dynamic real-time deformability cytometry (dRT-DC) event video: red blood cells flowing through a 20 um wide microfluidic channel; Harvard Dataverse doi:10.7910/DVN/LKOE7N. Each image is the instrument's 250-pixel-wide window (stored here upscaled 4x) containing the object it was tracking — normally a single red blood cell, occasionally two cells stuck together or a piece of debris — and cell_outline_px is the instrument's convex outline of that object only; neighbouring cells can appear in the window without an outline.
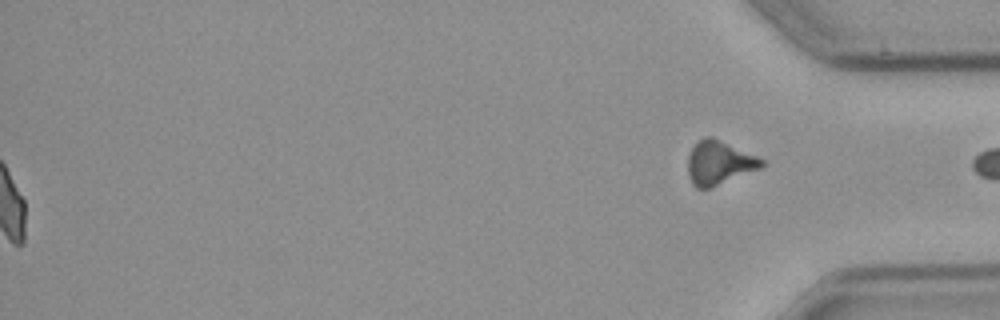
{"species": "common noctule bat (a hibernating species)", "species_latin": "Nyctalus noctula", "temperature_condition": "cold", "stored_images_in_passage": 56, "segment_of_instrument_passage": [2, 2], "camera_frame_rate_fps": 3000, "um_per_image_px": 0.085, "animal": {"sex": "male", "body_mass_g": 23.1, "forearm_length_mm": 52.7}, "frame": {"image": 1, "passage_image": 56, "time_ms": 18.333, "image_size_px": [1000, 320], "cell_outline_px": [[764, 164], [760, 168], [708, 188], [696, 188], [692, 184], [688, 172], [688, 156], [692, 148], [704, 136], [712, 136], [756, 156], [764, 160]], "centroid_in_image_um": [61.1, 13.82], "position_along_channel_um": 374.1, "area_um2": 18.38}}